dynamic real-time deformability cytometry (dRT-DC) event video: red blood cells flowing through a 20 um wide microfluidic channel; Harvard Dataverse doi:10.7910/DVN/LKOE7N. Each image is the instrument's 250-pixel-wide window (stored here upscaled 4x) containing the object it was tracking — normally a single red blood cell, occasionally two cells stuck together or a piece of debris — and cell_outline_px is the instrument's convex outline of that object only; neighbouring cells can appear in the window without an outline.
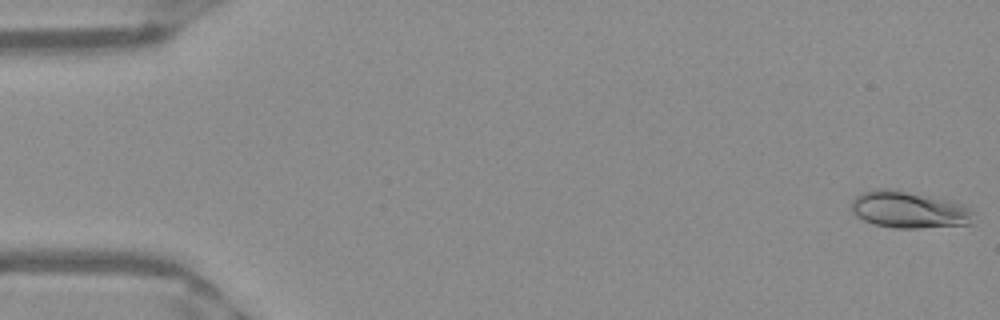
{"species": "Egyptian fruit bat (a non-hibernating species)", "species_latin": "Rousettus aegyptiacus", "temperature_condition": "warm", "stored_images_in_passage": 51, "camera_frame_rate_fps": 3000, "um_per_image_px": 0.085, "frame": {"image": 1, "passage_image": 1, "time_ms": 0.0, "image_size_px": [1000, 320], "cell_outline_px": [[976, 212], [972, 224], [920, 228], [896, 228], [876, 224], [864, 220], [856, 216], [852, 212], [852, 200], [856, 196], [864, 192], [876, 188], [884, 188], [952, 200], [964, 204]], "centroid_in_image_um": [77.33, 17.83], "position_along_channel_um": 7.7, "area_um2": 26.3}}
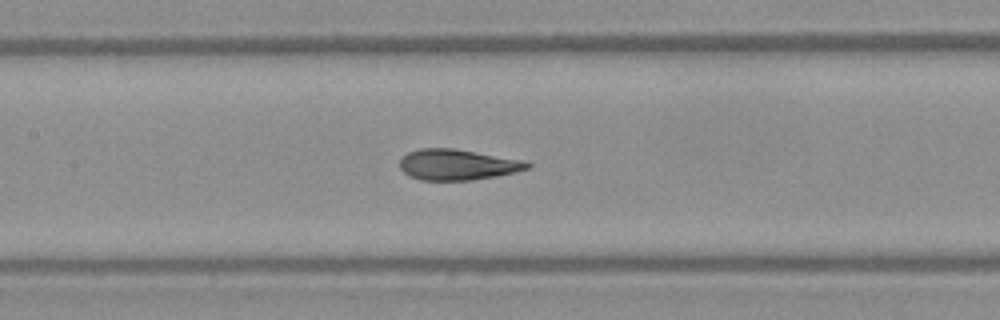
{"frame": {"image": 2, "passage_image": 24, "time_ms": 7.667, "image_size_px": [1000, 320], "cell_outline_px": [[532, 168], [516, 172], [496, 176], [472, 180], [420, 180], [408, 176], [400, 168], [400, 160], [408, 152], [420, 148], [452, 148], [528, 160], [532, 164]], "centroid_in_image_um": [38.95, 13.99], "position_along_channel_um": 168.5, "area_um2": 23.18}}
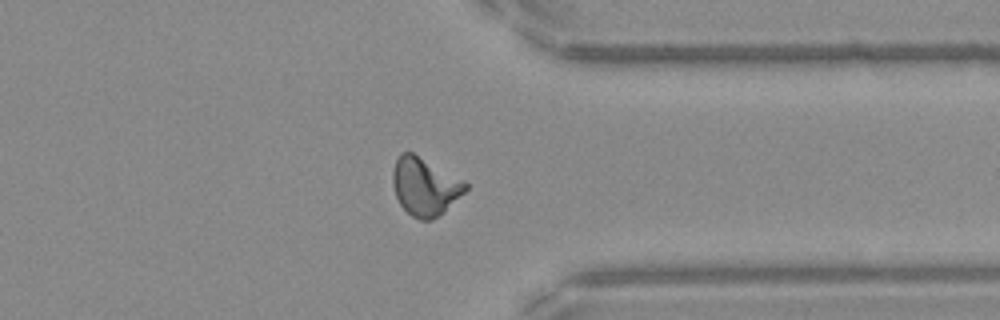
{"frame": {"image": 3, "passage_image": 40, "time_ms": 13.0, "image_size_px": [1000, 320], "cell_outline_px": [[468, 188], [444, 212], [432, 220], [420, 220], [412, 216], [400, 204], [396, 196], [392, 184], [392, 172], [396, 160], [400, 152], [412, 152], [464, 180], [468, 184]], "centroid_in_image_um": [36.1, 15.85], "position_along_channel_um": 375.3, "area_um2": 24.45}, "authors_computed_cell_mechanics": {"area_um2": 23.2356, "velocity_mm_per_s": 3.9643, "shape_relaxation_time_tau1_ms": 5.0108, "shape_relaxation_time_tau2_ms": 1.0258, "deformation_change_tau1": 0.1923, "deformation_change_tau2": 0.0695}}